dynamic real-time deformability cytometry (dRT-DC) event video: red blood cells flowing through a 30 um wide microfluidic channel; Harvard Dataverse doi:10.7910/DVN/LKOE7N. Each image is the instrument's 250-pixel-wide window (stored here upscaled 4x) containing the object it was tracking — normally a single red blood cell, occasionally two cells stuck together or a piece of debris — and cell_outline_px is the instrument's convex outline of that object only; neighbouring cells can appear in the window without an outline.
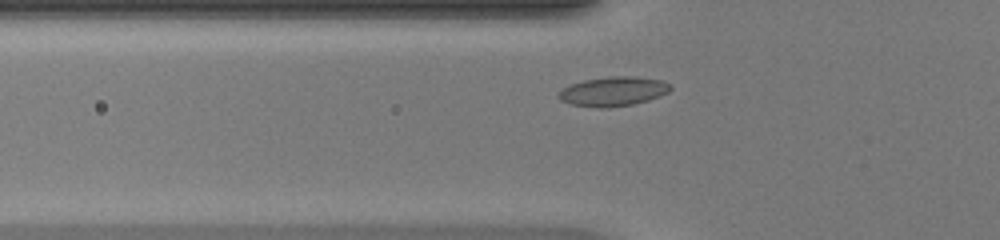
{"species": "common noctule bat (a hibernating species)", "species_latin": "Nyctalus noctula", "temperature_condition": "warm", "stored_images_in_passage": 37, "camera_frame_rate_fps": 3000, "um_per_image_px": 0.085, "animal": {"sex": "female", "body_mass_g": 20.0, "forearm_length_mm": 54.0}, "frame": {"image": 1, "passage_image": 6, "time_ms": 1.667, "image_size_px": [1000, 240], "cell_outline_px": [[672, 88], [668, 92], [660, 96], [648, 100], [632, 104], [608, 108], [596, 108], [568, 104], [560, 100], [556, 96], [556, 92], [572, 84], [584, 80], [608, 76], [636, 76], [660, 80], [672, 84]], "centroid_in_image_um": [52.1, 7.77], "position_along_channel_um": 73.7, "area_um2": 19.42}}
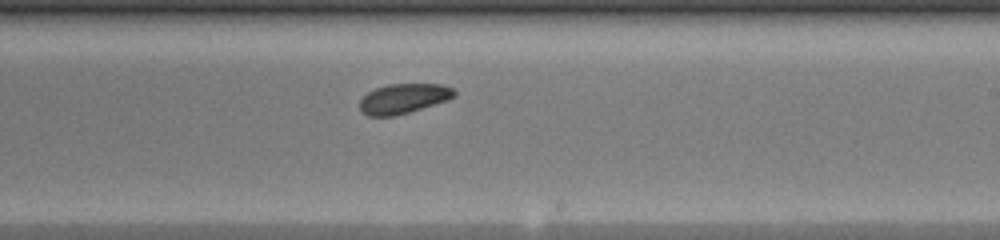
{"frame": {"image": 2, "passage_image": 19, "time_ms": 6.0, "image_size_px": [1000, 240], "cell_outline_px": [[456, 96], [448, 100], [396, 116], [368, 116], [360, 112], [360, 100], [368, 92], [376, 88], [388, 84], [444, 84], [452, 88], [456, 92]], "centroid_in_image_um": [34.3, 8.38], "position_along_channel_um": 254.7, "area_um2": 16.53}}
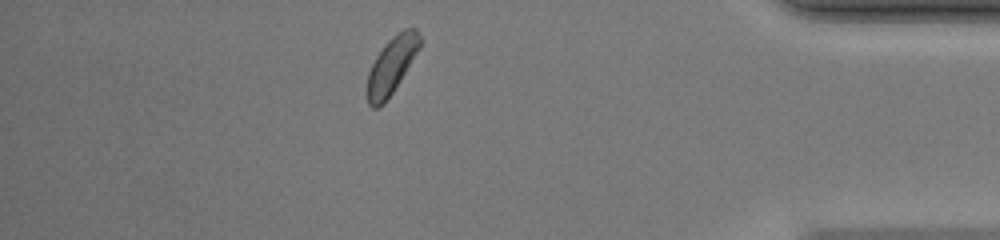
{"frame": {"image": 3, "passage_image": 32, "time_ms": 10.333, "image_size_px": [1000, 240], "cell_outline_px": [[420, 48], [400, 80], [384, 104], [376, 108], [372, 108], [368, 104], [364, 92], [368, 72], [376, 56], [388, 40], [392, 36], [404, 28], [416, 28], [420, 36]], "centroid_in_image_um": [33.23, 5.6], "position_along_channel_um": 402.0, "area_um2": 17.57}}